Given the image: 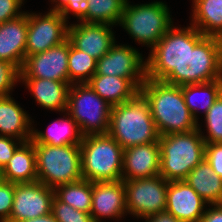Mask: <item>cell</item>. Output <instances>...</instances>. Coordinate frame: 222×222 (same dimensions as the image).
Listing matches in <instances>:
<instances>
[{"label":"cell","mask_w":222,"mask_h":222,"mask_svg":"<svg viewBox=\"0 0 222 222\" xmlns=\"http://www.w3.org/2000/svg\"><path fill=\"white\" fill-rule=\"evenodd\" d=\"M139 92L147 100L160 136L186 133L198 128L182 94L181 86L146 78Z\"/></svg>","instance_id":"cell-1"},{"label":"cell","mask_w":222,"mask_h":222,"mask_svg":"<svg viewBox=\"0 0 222 222\" xmlns=\"http://www.w3.org/2000/svg\"><path fill=\"white\" fill-rule=\"evenodd\" d=\"M108 134L123 149L159 142L149 104L140 92L127 102L111 107Z\"/></svg>","instance_id":"cell-2"},{"label":"cell","mask_w":222,"mask_h":222,"mask_svg":"<svg viewBox=\"0 0 222 222\" xmlns=\"http://www.w3.org/2000/svg\"><path fill=\"white\" fill-rule=\"evenodd\" d=\"M159 175L168 182L185 180L189 172L205 159V141L200 127L186 133L159 137Z\"/></svg>","instance_id":"cell-3"},{"label":"cell","mask_w":222,"mask_h":222,"mask_svg":"<svg viewBox=\"0 0 222 222\" xmlns=\"http://www.w3.org/2000/svg\"><path fill=\"white\" fill-rule=\"evenodd\" d=\"M222 79V38L205 36L162 81L184 86Z\"/></svg>","instance_id":"cell-4"},{"label":"cell","mask_w":222,"mask_h":222,"mask_svg":"<svg viewBox=\"0 0 222 222\" xmlns=\"http://www.w3.org/2000/svg\"><path fill=\"white\" fill-rule=\"evenodd\" d=\"M123 148L108 133L83 136L80 144L83 179L122 180Z\"/></svg>","instance_id":"cell-5"},{"label":"cell","mask_w":222,"mask_h":222,"mask_svg":"<svg viewBox=\"0 0 222 222\" xmlns=\"http://www.w3.org/2000/svg\"><path fill=\"white\" fill-rule=\"evenodd\" d=\"M205 36L193 25L184 29L171 27L151 48L146 61V78L162 81L173 69H178L190 48Z\"/></svg>","instance_id":"cell-6"},{"label":"cell","mask_w":222,"mask_h":222,"mask_svg":"<svg viewBox=\"0 0 222 222\" xmlns=\"http://www.w3.org/2000/svg\"><path fill=\"white\" fill-rule=\"evenodd\" d=\"M37 181L48 187L83 179L80 145L50 146L34 143Z\"/></svg>","instance_id":"cell-7"},{"label":"cell","mask_w":222,"mask_h":222,"mask_svg":"<svg viewBox=\"0 0 222 222\" xmlns=\"http://www.w3.org/2000/svg\"><path fill=\"white\" fill-rule=\"evenodd\" d=\"M119 24L136 41L150 48L173 26L167 5L160 1L133 6L127 0Z\"/></svg>","instance_id":"cell-8"},{"label":"cell","mask_w":222,"mask_h":222,"mask_svg":"<svg viewBox=\"0 0 222 222\" xmlns=\"http://www.w3.org/2000/svg\"><path fill=\"white\" fill-rule=\"evenodd\" d=\"M111 107L87 83L70 85L66 111L83 136L108 133Z\"/></svg>","instance_id":"cell-9"},{"label":"cell","mask_w":222,"mask_h":222,"mask_svg":"<svg viewBox=\"0 0 222 222\" xmlns=\"http://www.w3.org/2000/svg\"><path fill=\"white\" fill-rule=\"evenodd\" d=\"M123 183L128 213L145 218L165 211L168 181L162 176L123 180Z\"/></svg>","instance_id":"cell-10"},{"label":"cell","mask_w":222,"mask_h":222,"mask_svg":"<svg viewBox=\"0 0 222 222\" xmlns=\"http://www.w3.org/2000/svg\"><path fill=\"white\" fill-rule=\"evenodd\" d=\"M94 75L124 77L139 90L146 80V61L131 46L114 44L97 60Z\"/></svg>","instance_id":"cell-11"},{"label":"cell","mask_w":222,"mask_h":222,"mask_svg":"<svg viewBox=\"0 0 222 222\" xmlns=\"http://www.w3.org/2000/svg\"><path fill=\"white\" fill-rule=\"evenodd\" d=\"M66 22L60 12L49 11L43 16L28 13L26 58L64 42L68 38Z\"/></svg>","instance_id":"cell-12"},{"label":"cell","mask_w":222,"mask_h":222,"mask_svg":"<svg viewBox=\"0 0 222 222\" xmlns=\"http://www.w3.org/2000/svg\"><path fill=\"white\" fill-rule=\"evenodd\" d=\"M54 196V188L39 181L15 183L12 210L6 222H21L50 214Z\"/></svg>","instance_id":"cell-13"},{"label":"cell","mask_w":222,"mask_h":222,"mask_svg":"<svg viewBox=\"0 0 222 222\" xmlns=\"http://www.w3.org/2000/svg\"><path fill=\"white\" fill-rule=\"evenodd\" d=\"M69 39L28 56L20 71V78L49 79L69 84L68 74Z\"/></svg>","instance_id":"cell-14"},{"label":"cell","mask_w":222,"mask_h":222,"mask_svg":"<svg viewBox=\"0 0 222 222\" xmlns=\"http://www.w3.org/2000/svg\"><path fill=\"white\" fill-rule=\"evenodd\" d=\"M110 26L88 22L71 24L68 25V39L75 48L98 60L115 44Z\"/></svg>","instance_id":"cell-15"},{"label":"cell","mask_w":222,"mask_h":222,"mask_svg":"<svg viewBox=\"0 0 222 222\" xmlns=\"http://www.w3.org/2000/svg\"><path fill=\"white\" fill-rule=\"evenodd\" d=\"M206 203L185 180L168 182L165 211L181 222H200Z\"/></svg>","instance_id":"cell-16"},{"label":"cell","mask_w":222,"mask_h":222,"mask_svg":"<svg viewBox=\"0 0 222 222\" xmlns=\"http://www.w3.org/2000/svg\"><path fill=\"white\" fill-rule=\"evenodd\" d=\"M126 212L123 180L92 182V206L90 214L94 222H100V217L121 218Z\"/></svg>","instance_id":"cell-17"},{"label":"cell","mask_w":222,"mask_h":222,"mask_svg":"<svg viewBox=\"0 0 222 222\" xmlns=\"http://www.w3.org/2000/svg\"><path fill=\"white\" fill-rule=\"evenodd\" d=\"M122 180L149 178L159 175L160 144L153 142L123 150Z\"/></svg>","instance_id":"cell-18"},{"label":"cell","mask_w":222,"mask_h":222,"mask_svg":"<svg viewBox=\"0 0 222 222\" xmlns=\"http://www.w3.org/2000/svg\"><path fill=\"white\" fill-rule=\"evenodd\" d=\"M28 13L0 23V60L13 63L20 71L26 59Z\"/></svg>","instance_id":"cell-19"},{"label":"cell","mask_w":222,"mask_h":222,"mask_svg":"<svg viewBox=\"0 0 222 222\" xmlns=\"http://www.w3.org/2000/svg\"><path fill=\"white\" fill-rule=\"evenodd\" d=\"M19 147L13 157L0 170V179L12 183H32L37 181L36 153L34 143L18 142Z\"/></svg>","instance_id":"cell-20"},{"label":"cell","mask_w":222,"mask_h":222,"mask_svg":"<svg viewBox=\"0 0 222 222\" xmlns=\"http://www.w3.org/2000/svg\"><path fill=\"white\" fill-rule=\"evenodd\" d=\"M29 115L11 96L0 98V136L16 138V141L31 140L32 129Z\"/></svg>","instance_id":"cell-21"},{"label":"cell","mask_w":222,"mask_h":222,"mask_svg":"<svg viewBox=\"0 0 222 222\" xmlns=\"http://www.w3.org/2000/svg\"><path fill=\"white\" fill-rule=\"evenodd\" d=\"M28 86L36 102L42 107L57 111L67 110L68 90L70 85L67 82L39 79L20 78Z\"/></svg>","instance_id":"cell-22"},{"label":"cell","mask_w":222,"mask_h":222,"mask_svg":"<svg viewBox=\"0 0 222 222\" xmlns=\"http://www.w3.org/2000/svg\"><path fill=\"white\" fill-rule=\"evenodd\" d=\"M87 84L111 106L132 99L139 90L124 77L93 75Z\"/></svg>","instance_id":"cell-23"},{"label":"cell","mask_w":222,"mask_h":222,"mask_svg":"<svg viewBox=\"0 0 222 222\" xmlns=\"http://www.w3.org/2000/svg\"><path fill=\"white\" fill-rule=\"evenodd\" d=\"M185 181L208 204H222V178L213 171L207 160L196 165Z\"/></svg>","instance_id":"cell-24"},{"label":"cell","mask_w":222,"mask_h":222,"mask_svg":"<svg viewBox=\"0 0 222 222\" xmlns=\"http://www.w3.org/2000/svg\"><path fill=\"white\" fill-rule=\"evenodd\" d=\"M68 117L67 119H58V121L53 122L48 127L47 133L38 132L32 128L31 141L50 146L80 145L83 135L80 132L77 122L71 116Z\"/></svg>","instance_id":"cell-25"},{"label":"cell","mask_w":222,"mask_h":222,"mask_svg":"<svg viewBox=\"0 0 222 222\" xmlns=\"http://www.w3.org/2000/svg\"><path fill=\"white\" fill-rule=\"evenodd\" d=\"M192 22L204 36L222 38V0H193Z\"/></svg>","instance_id":"cell-26"},{"label":"cell","mask_w":222,"mask_h":222,"mask_svg":"<svg viewBox=\"0 0 222 222\" xmlns=\"http://www.w3.org/2000/svg\"><path fill=\"white\" fill-rule=\"evenodd\" d=\"M127 0H87L82 22L116 25L120 23Z\"/></svg>","instance_id":"cell-27"},{"label":"cell","mask_w":222,"mask_h":222,"mask_svg":"<svg viewBox=\"0 0 222 222\" xmlns=\"http://www.w3.org/2000/svg\"><path fill=\"white\" fill-rule=\"evenodd\" d=\"M55 196L74 209L90 213L92 206V182L82 179L62 184L55 189Z\"/></svg>","instance_id":"cell-28"},{"label":"cell","mask_w":222,"mask_h":222,"mask_svg":"<svg viewBox=\"0 0 222 222\" xmlns=\"http://www.w3.org/2000/svg\"><path fill=\"white\" fill-rule=\"evenodd\" d=\"M182 94L184 97V101L193 116V118L197 121V108L199 107L195 99V94L199 90L205 95L203 105H200L202 109L204 108V114L207 113L209 108L213 105V103L217 100V98L222 94V79L214 80L206 83L199 84H189L181 86Z\"/></svg>","instance_id":"cell-29"},{"label":"cell","mask_w":222,"mask_h":222,"mask_svg":"<svg viewBox=\"0 0 222 222\" xmlns=\"http://www.w3.org/2000/svg\"><path fill=\"white\" fill-rule=\"evenodd\" d=\"M97 60L75 48L69 41V85L87 83L96 72ZM77 81V82H75Z\"/></svg>","instance_id":"cell-30"},{"label":"cell","mask_w":222,"mask_h":222,"mask_svg":"<svg viewBox=\"0 0 222 222\" xmlns=\"http://www.w3.org/2000/svg\"><path fill=\"white\" fill-rule=\"evenodd\" d=\"M208 136H203L205 144L222 143V94L205 114Z\"/></svg>","instance_id":"cell-31"},{"label":"cell","mask_w":222,"mask_h":222,"mask_svg":"<svg viewBox=\"0 0 222 222\" xmlns=\"http://www.w3.org/2000/svg\"><path fill=\"white\" fill-rule=\"evenodd\" d=\"M51 213L57 222H94L90 213L74 209L60 201L56 196L52 200Z\"/></svg>","instance_id":"cell-32"},{"label":"cell","mask_w":222,"mask_h":222,"mask_svg":"<svg viewBox=\"0 0 222 222\" xmlns=\"http://www.w3.org/2000/svg\"><path fill=\"white\" fill-rule=\"evenodd\" d=\"M20 81V70L8 61L0 60V98L9 96L15 82Z\"/></svg>","instance_id":"cell-33"},{"label":"cell","mask_w":222,"mask_h":222,"mask_svg":"<svg viewBox=\"0 0 222 222\" xmlns=\"http://www.w3.org/2000/svg\"><path fill=\"white\" fill-rule=\"evenodd\" d=\"M15 183L0 179V222H6L12 210Z\"/></svg>","instance_id":"cell-34"},{"label":"cell","mask_w":222,"mask_h":222,"mask_svg":"<svg viewBox=\"0 0 222 222\" xmlns=\"http://www.w3.org/2000/svg\"><path fill=\"white\" fill-rule=\"evenodd\" d=\"M56 5L51 12H60L64 19L67 21L69 12L81 19L85 13V3L87 0H51ZM58 3V4H57Z\"/></svg>","instance_id":"cell-35"},{"label":"cell","mask_w":222,"mask_h":222,"mask_svg":"<svg viewBox=\"0 0 222 222\" xmlns=\"http://www.w3.org/2000/svg\"><path fill=\"white\" fill-rule=\"evenodd\" d=\"M205 160L213 171L222 178V143L205 144Z\"/></svg>","instance_id":"cell-36"},{"label":"cell","mask_w":222,"mask_h":222,"mask_svg":"<svg viewBox=\"0 0 222 222\" xmlns=\"http://www.w3.org/2000/svg\"><path fill=\"white\" fill-rule=\"evenodd\" d=\"M24 0H0V23L15 19L24 13L19 11Z\"/></svg>","instance_id":"cell-37"},{"label":"cell","mask_w":222,"mask_h":222,"mask_svg":"<svg viewBox=\"0 0 222 222\" xmlns=\"http://www.w3.org/2000/svg\"><path fill=\"white\" fill-rule=\"evenodd\" d=\"M16 138L9 136H0V170L8 163L13 157L15 150L19 147L13 141Z\"/></svg>","instance_id":"cell-38"},{"label":"cell","mask_w":222,"mask_h":222,"mask_svg":"<svg viewBox=\"0 0 222 222\" xmlns=\"http://www.w3.org/2000/svg\"><path fill=\"white\" fill-rule=\"evenodd\" d=\"M211 209H206L200 222H222V204H211Z\"/></svg>","instance_id":"cell-39"},{"label":"cell","mask_w":222,"mask_h":222,"mask_svg":"<svg viewBox=\"0 0 222 222\" xmlns=\"http://www.w3.org/2000/svg\"><path fill=\"white\" fill-rule=\"evenodd\" d=\"M146 222H181L171 213L164 211L144 218Z\"/></svg>","instance_id":"cell-40"},{"label":"cell","mask_w":222,"mask_h":222,"mask_svg":"<svg viewBox=\"0 0 222 222\" xmlns=\"http://www.w3.org/2000/svg\"><path fill=\"white\" fill-rule=\"evenodd\" d=\"M21 222H57L52 213L40 216L38 218L26 219Z\"/></svg>","instance_id":"cell-41"}]
</instances>
